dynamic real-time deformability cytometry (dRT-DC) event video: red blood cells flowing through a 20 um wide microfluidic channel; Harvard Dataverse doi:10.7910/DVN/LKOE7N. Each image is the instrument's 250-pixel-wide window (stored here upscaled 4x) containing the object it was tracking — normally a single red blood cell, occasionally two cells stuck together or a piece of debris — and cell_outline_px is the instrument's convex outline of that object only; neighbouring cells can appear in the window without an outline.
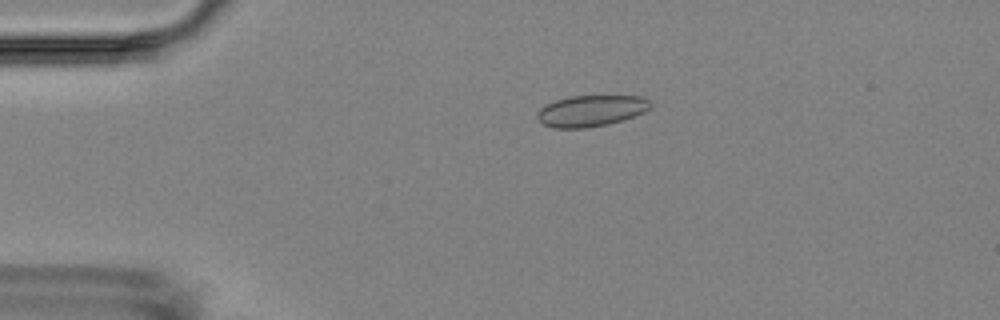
{"species": "Egyptian fruit bat (a non-hibernating species)", "species_latin": "Rousettus aegyptiacus", "temperature_condition": "room temperature", "stored_images_in_passage": 2, "camera_frame_rate_fps": 3000, "um_per_image_px": 0.085, "animal": {"sex": "female"}, "frame": {"image": 1, "passage_image": 1, "time_ms": 0.0, "image_size_px": [1000, 320], "cell_outline_px": [[652, 104], [644, 112], [624, 120], [608, 124], [588, 128], [552, 128], [544, 124], [536, 116], [536, 112], [544, 104], [556, 100], [572, 96], [644, 96]], "centroid_in_image_um": [50.22, 9.42], "position_along_channel_um": 34.8, "area_um2": 20.69}}
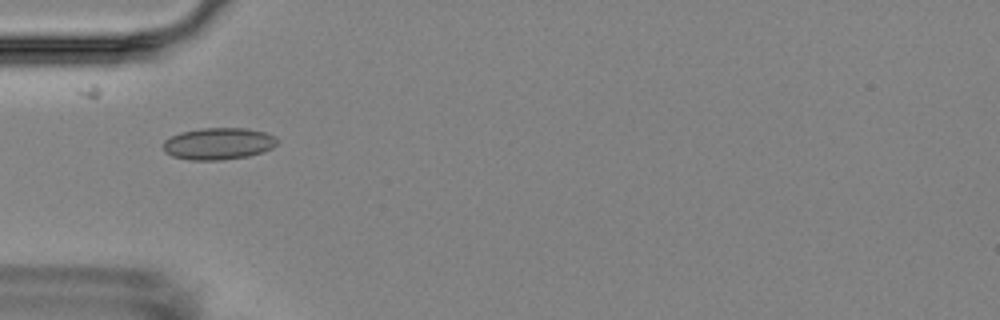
{"frame": {"image": 2, "passage_image": 2, "time_ms": 2.0, "image_size_px": [1000, 320], "cell_outline_px": [[276, 144], [272, 148], [264, 152], [248, 156], [220, 160], [192, 160], [172, 156], [164, 152], [164, 140], [180, 132], [200, 128], [248, 128], [264, 132], [276, 136]], "centroid_in_image_um": [18.57, 12.21], "position_along_channel_um": 66.4, "area_um2": 21.21}}